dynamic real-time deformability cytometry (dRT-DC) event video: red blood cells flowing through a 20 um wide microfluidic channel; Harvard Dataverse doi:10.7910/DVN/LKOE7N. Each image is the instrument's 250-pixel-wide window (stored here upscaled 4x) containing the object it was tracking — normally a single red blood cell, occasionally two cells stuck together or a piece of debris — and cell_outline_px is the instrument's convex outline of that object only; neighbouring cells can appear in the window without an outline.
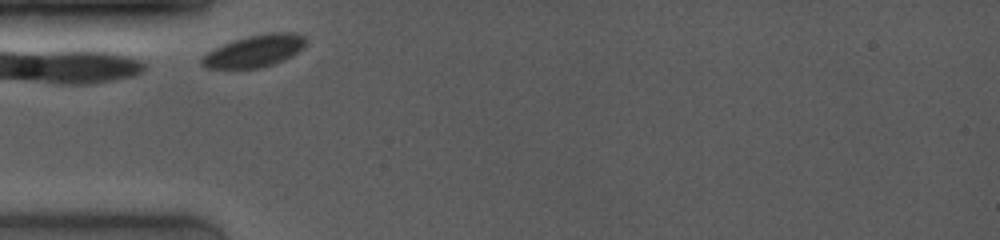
{"species": "common noctule bat (a hibernating species)", "species_latin": "Nyctalus noctula", "temperature_condition": "room temperature", "stored_images_in_passage": 10, "camera_frame_rate_fps": 4000, "um_per_image_px": 0.085, "animal": {"sex": "female", "body_mass_g": 19.0, "forearm_length_mm": 53.3}, "frame": {"image": 1, "passage_image": 1, "time_ms": 0.0, "image_size_px": [1000, 240], "cell_outline_px": [[304, 44], [296, 52], [284, 60], [260, 68], [204, 68], [200, 64], [200, 60], [208, 52], [224, 44], [248, 36], [268, 32], [292, 32], [304, 36]], "centroid_in_image_um": [21.6, 4.34], "position_along_channel_um": 63.4, "area_um2": 19.02}}
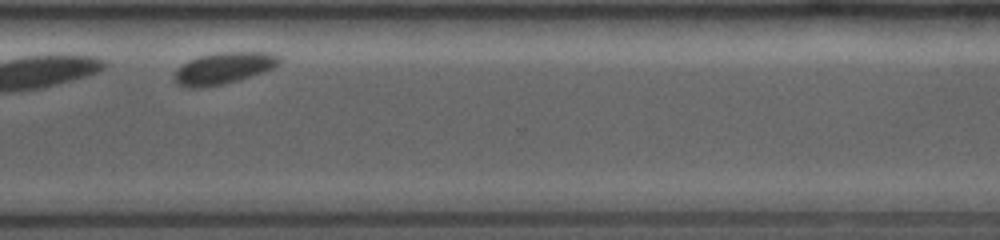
{"frame": {"image": 2, "passage_image": 9, "time_ms": 8.0, "image_size_px": [1000, 240], "cell_outline_px": [[280, 64], [264, 72], [240, 80], [224, 84], [200, 88], [188, 88], [176, 84], [172, 80], [172, 76], [176, 68], [188, 60], [200, 56], [216, 52], [272, 52], [280, 56]], "centroid_in_image_um": [18.97, 5.8], "position_along_channel_um": 351.6, "area_um2": 19.83}}
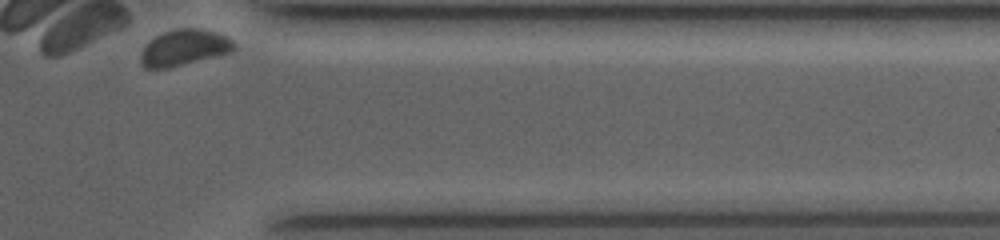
{"frame": {"image": 3, "passage_image": 10, "time_ms": 9.25, "image_size_px": [1000, 240], "cell_outline_px": [[236, 48], [232, 52], [168, 68], [144, 68], [140, 60], [140, 56], [144, 48], [156, 36], [164, 32], [176, 28], [200, 28], [216, 32], [232, 40], [236, 44]], "centroid_in_image_um": [15.68, 4.04], "position_along_channel_um": 395.7, "area_um2": 19.42}}